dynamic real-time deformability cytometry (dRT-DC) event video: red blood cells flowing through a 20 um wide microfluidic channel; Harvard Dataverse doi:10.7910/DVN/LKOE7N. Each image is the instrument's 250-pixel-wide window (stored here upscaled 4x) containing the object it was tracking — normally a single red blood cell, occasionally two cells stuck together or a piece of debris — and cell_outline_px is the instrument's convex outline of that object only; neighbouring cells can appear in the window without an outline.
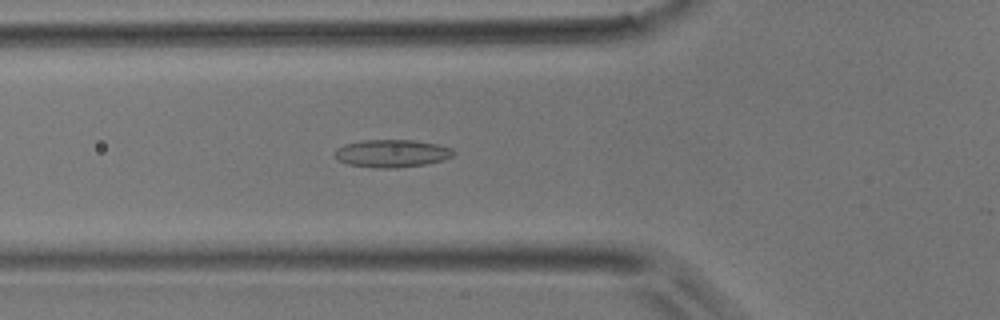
{"species": "common noctule bat (a hibernating species)", "species_latin": "Nyctalus noctula", "temperature_condition": "room temperature", "stored_images_in_passage": 32, "camera_frame_rate_fps": 3000, "um_per_image_px": 0.085, "animal": {"sex": "male", "body_mass_g": 17.9}, "frame": {"image": 1, "passage_image": 4, "time_ms": 1.0, "image_size_px": [1000, 320], "cell_outline_px": [[456, 152], [452, 156], [444, 160], [428, 164], [396, 168], [376, 168], [348, 164], [336, 160], [332, 156], [332, 152], [336, 148], [344, 144], [364, 140], [416, 140], [436, 144], [452, 148]], "centroid_in_image_um": [33.27, 13.04], "position_along_channel_um": 92.5, "area_um2": 19.54}}
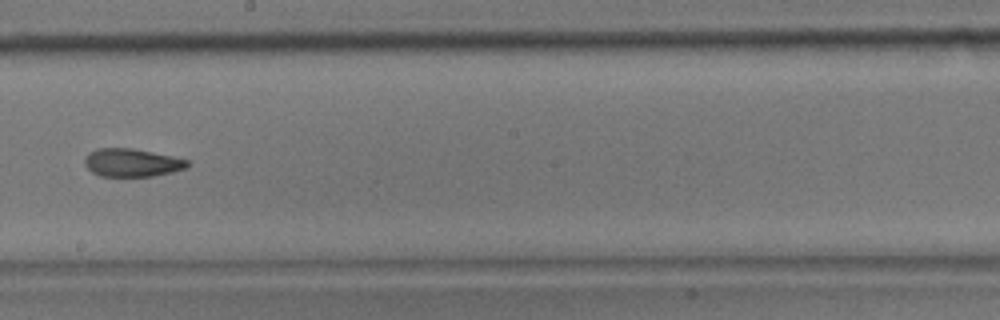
{"frame": {"image": 2, "passage_image": 14, "time_ms": 4.333, "image_size_px": [1000, 320], "cell_outline_px": [[188, 164], [184, 168], [172, 172], [152, 176], [100, 176], [92, 172], [84, 164], [84, 160], [88, 152], [96, 148], [132, 148], [172, 156], [188, 160]], "centroid_in_image_um": [11.16, 13.82], "position_along_channel_um": 237.0, "area_um2": 16.7}}
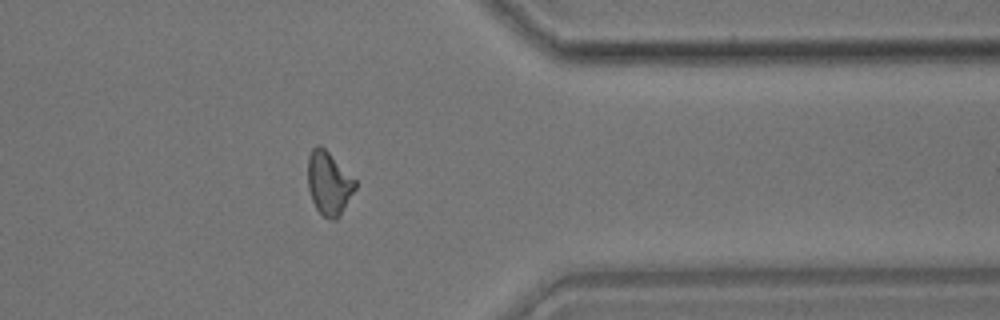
{"frame": {"image": 3, "passage_image": 25, "time_ms": 8.0, "image_size_px": [1000, 320], "cell_outline_px": [[356, 188], [340, 216], [336, 220], [332, 220], [324, 216], [316, 208], [312, 200], [308, 188], [308, 156], [312, 148], [316, 144], [320, 144], [356, 180]], "centroid_in_image_um": [27.95, 15.57], "position_along_channel_um": 383.5, "area_um2": 17.46}}